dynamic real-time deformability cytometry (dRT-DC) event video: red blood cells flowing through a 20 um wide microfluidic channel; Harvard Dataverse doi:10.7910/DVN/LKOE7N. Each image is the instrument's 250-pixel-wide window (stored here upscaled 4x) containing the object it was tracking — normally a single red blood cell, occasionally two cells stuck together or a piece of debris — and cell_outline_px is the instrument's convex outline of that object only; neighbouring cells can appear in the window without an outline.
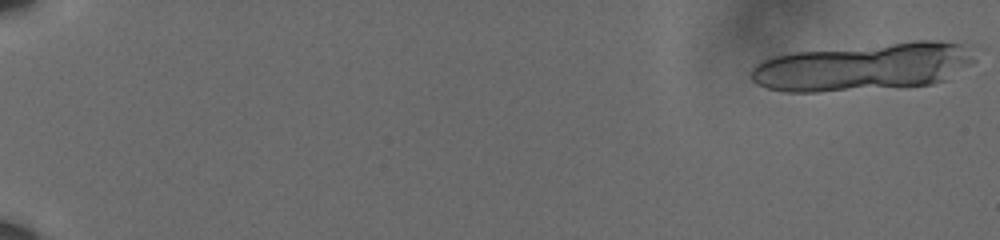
{"species": "human", "species_latin": "Homo sapiens", "temperature_condition": "cold", "stored_images_in_passage": 26, "segment_of_instrument_passage": [1, 2], "camera_frame_rate_fps": 3000, "um_per_image_px": 0.085, "donor": {"sex": "male"}, "frame": {"image": 1, "passage_image": 1, "time_ms": 0.0, "image_size_px": [1000, 240], "cell_outline_px": [[976, 60], [944, 80], [932, 84], [820, 92], [784, 92], [768, 88], [756, 84], [752, 80], [752, 68], [756, 64], [772, 56], [796, 52], [916, 40], [940, 40], [960, 44], [976, 56]], "centroid_in_image_um": [73.37, 5.68], "position_along_channel_um": 11.6, "area_um2": 61.79}}